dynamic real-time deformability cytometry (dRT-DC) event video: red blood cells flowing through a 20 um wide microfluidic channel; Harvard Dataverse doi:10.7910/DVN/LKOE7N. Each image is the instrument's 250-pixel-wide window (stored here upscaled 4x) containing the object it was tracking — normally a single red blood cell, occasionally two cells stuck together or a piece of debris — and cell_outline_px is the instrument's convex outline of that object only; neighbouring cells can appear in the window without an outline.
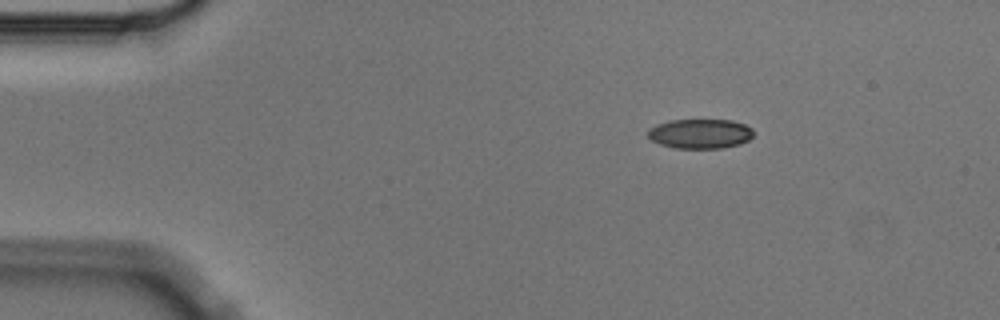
{"species": "Egyptian fruit bat (a non-hibernating species)", "species_latin": "Rousettus aegyptiacus", "temperature_condition": "cold", "stored_images_in_passage": 3, "camera_frame_rate_fps": 3000, "um_per_image_px": 0.085, "animal": {"sex": "male"}, "frame": {"image": 1, "passage_image": 2, "time_ms": 0.333, "image_size_px": [1000, 320], "cell_outline_px": [[752, 136], [748, 140], [740, 144], [720, 148], [676, 148], [660, 144], [652, 140], [648, 136], [648, 128], [656, 124], [668, 120], [732, 120], [744, 124], [752, 128]], "centroid_in_image_um": [59.49, 11.36], "position_along_channel_um": 25.5, "area_um2": 18.21}}